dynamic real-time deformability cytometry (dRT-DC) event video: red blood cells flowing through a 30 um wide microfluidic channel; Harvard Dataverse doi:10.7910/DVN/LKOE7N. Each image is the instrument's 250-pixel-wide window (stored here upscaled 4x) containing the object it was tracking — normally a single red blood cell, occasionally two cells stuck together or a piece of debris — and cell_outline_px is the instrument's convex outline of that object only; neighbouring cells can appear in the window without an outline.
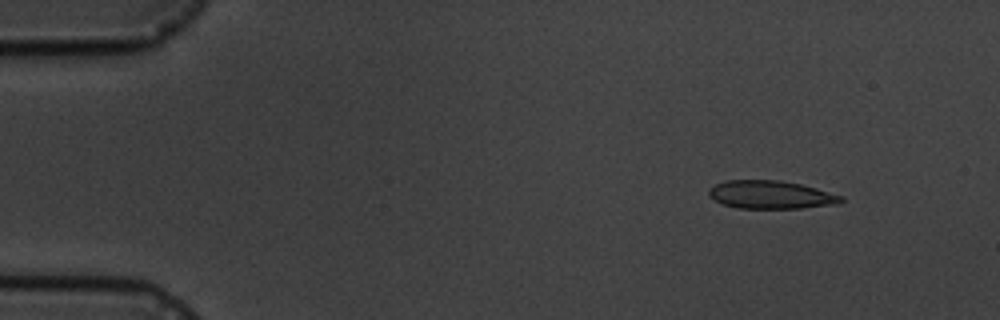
{"species": "common noctule bat (a hibernating species)", "species_latin": "Nyctalus noctula", "temperature_condition": "cold", "stored_images_in_passage": 4, "camera_frame_rate_fps": 3000, "um_per_image_px": 0.085, "animal": {"sex": "male", "body_mass_g": 19.5, "forearm_length_mm": 54.6}, "frame": {"image": 1, "passage_image": 1, "time_ms": 0.0, "image_size_px": [1000, 320], "cell_outline_px": [[844, 200], [840, 204], [800, 208], [736, 208], [724, 204], [708, 196], [708, 188], [724, 180], [780, 180], [800, 184], [816, 188], [844, 196]], "centroid_in_image_um": [65.53, 16.55], "position_along_channel_um": 19.5, "area_um2": 21.79}}
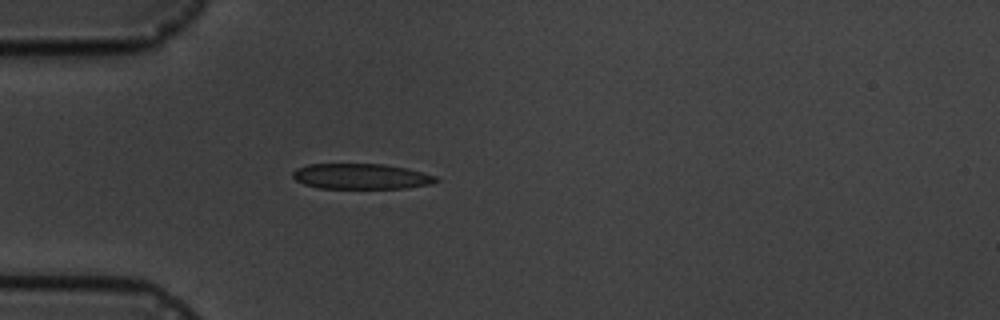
{"frame": {"image": 2, "passage_image": 4, "time_ms": 3.333, "image_size_px": [1000, 320], "cell_outline_px": [[440, 180], [432, 184], [408, 188], [320, 188], [304, 184], [296, 180], [292, 176], [292, 172], [296, 168], [308, 164], [384, 164], [408, 168], [436, 176]], "centroid_in_image_um": [30.72, 14.99], "position_along_channel_um": 54.3, "area_um2": 21.39}}